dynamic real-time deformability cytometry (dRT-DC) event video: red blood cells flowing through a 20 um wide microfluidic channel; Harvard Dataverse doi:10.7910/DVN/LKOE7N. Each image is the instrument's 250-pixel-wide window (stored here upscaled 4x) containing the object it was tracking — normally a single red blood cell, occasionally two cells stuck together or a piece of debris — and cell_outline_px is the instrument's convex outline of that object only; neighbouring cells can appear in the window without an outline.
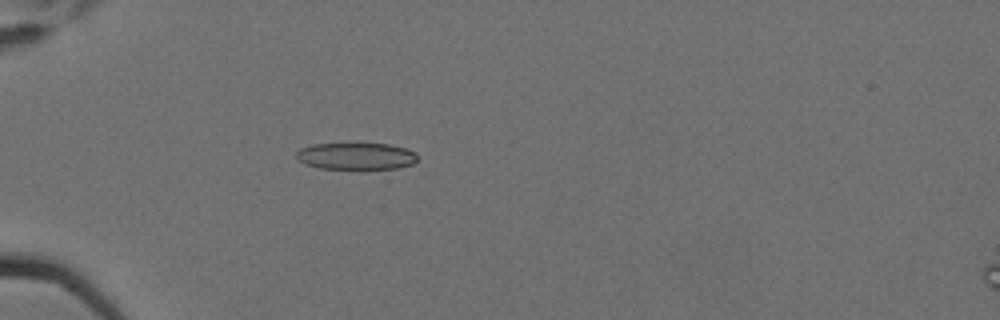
{"species": "Egyptian fruit bat (a non-hibernating species)", "species_latin": "Rousettus aegyptiacus", "temperature_condition": "cold", "stored_images_in_passage": 1, "camera_frame_rate_fps": 3000, "um_per_image_px": 0.085, "animal": {"sex": "female"}, "frame": {"image": 1, "passage_image": 1, "time_ms": 0.0, "image_size_px": [1000, 320], "cell_outline_px": [[416, 160], [412, 164], [396, 168], [364, 172], [360, 172], [320, 168], [308, 164], [300, 160], [296, 156], [296, 152], [300, 148], [312, 144], [388, 144], [404, 148], [416, 152]], "centroid_in_image_um": [30.28, 13.32], "position_along_channel_um": 54.7, "area_um2": 19.65}}